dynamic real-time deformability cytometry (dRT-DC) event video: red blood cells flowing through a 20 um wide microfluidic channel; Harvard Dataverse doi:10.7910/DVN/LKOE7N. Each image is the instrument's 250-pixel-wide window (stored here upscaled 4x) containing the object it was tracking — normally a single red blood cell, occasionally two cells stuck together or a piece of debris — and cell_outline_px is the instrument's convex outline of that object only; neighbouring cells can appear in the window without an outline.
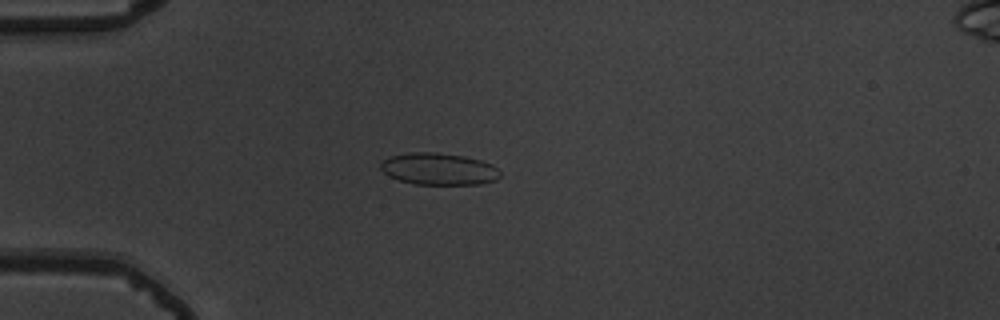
{"species": "common noctule bat (a hibernating species)", "species_latin": "Nyctalus noctula", "temperature_condition": "warm", "stored_images_in_passage": 41, "camera_frame_rate_fps": 3000, "um_per_image_px": 0.085, "animal": {"sex": "male", "body_mass_g": 19.5, "forearm_length_mm": 54.6}, "frame": {"image": 1, "passage_image": 3, "time_ms": 0.667, "image_size_px": [1000, 320], "cell_outline_px": [[500, 176], [496, 180], [480, 184], [416, 184], [400, 180], [384, 172], [380, 168], [380, 164], [388, 156], [408, 152], [436, 152], [464, 156], [480, 160], [492, 164], [500, 172]], "centroid_in_image_um": [37.3, 14.35], "position_along_channel_um": 47.7, "area_um2": 22.14}}
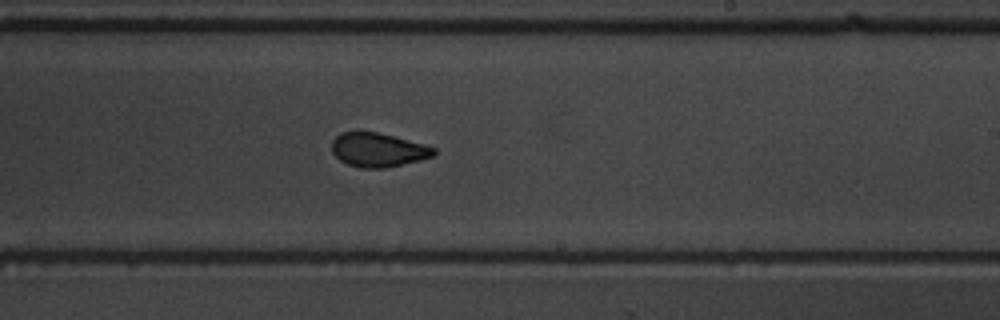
{"frame": {"image": 2, "passage_image": 21, "time_ms": 6.667, "image_size_px": [1000, 320], "cell_outline_px": [[436, 152], [432, 156], [420, 160], [388, 168], [360, 168], [348, 164], [340, 160], [332, 152], [332, 140], [340, 132], [356, 128], [376, 132], [392, 136], [436, 148]], "centroid_in_image_um": [32.06, 12.71], "position_along_channel_um": 256.9, "area_um2": 20.52}}
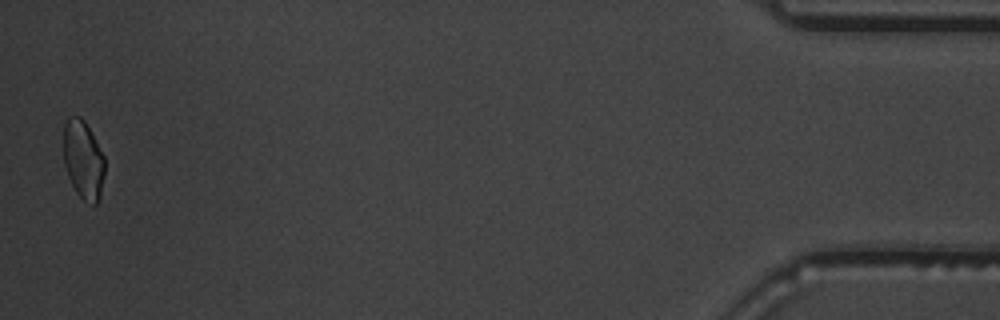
{"frame": {"image": 3, "passage_image": 41, "time_ms": 13.333, "image_size_px": [1000, 320], "cell_outline_px": [[104, 176], [100, 196], [96, 204], [92, 204], [84, 200], [76, 192], [68, 176], [64, 164], [64, 124], [68, 116], [80, 116], [84, 120], [104, 156]], "centroid_in_image_um": [7.07, 13.57], "position_along_channel_um": 428.1, "area_um2": 18.73}, "authors_computed_cell_mechanics": {"area_um2": 20.5768, "velocity_mm_per_s": 3.8302, "shape_relaxation_time_tau1_ms": 4.8851, "shape_relaxation_time_tau2_ms": 0.9576, "deformation_change_tau1": 0.1378, "deformation_change_tau2": 0.0684}}